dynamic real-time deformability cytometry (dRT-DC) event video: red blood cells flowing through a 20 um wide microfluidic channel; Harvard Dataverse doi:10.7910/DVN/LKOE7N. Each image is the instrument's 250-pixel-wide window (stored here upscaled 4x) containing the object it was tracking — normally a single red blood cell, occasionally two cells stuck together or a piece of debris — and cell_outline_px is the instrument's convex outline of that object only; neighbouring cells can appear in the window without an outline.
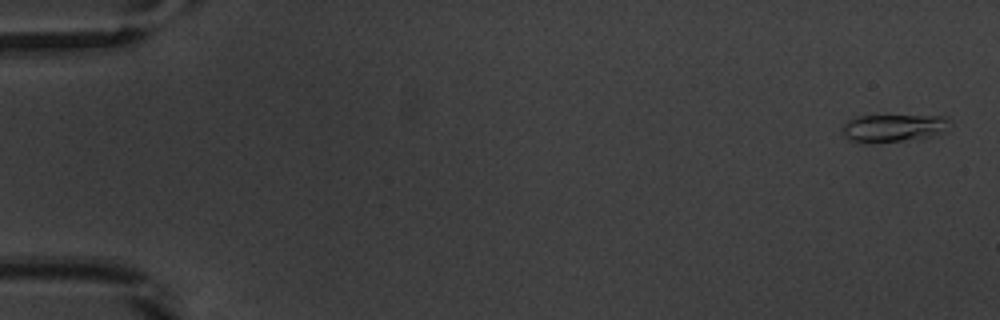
{"species": "common noctule bat (a hibernating species)", "species_latin": "Nyctalus noctula", "temperature_condition": "warm", "stored_images_in_passage": 53, "camera_frame_rate_fps": 3000, "um_per_image_px": 0.085, "animal": {"sex": "male", "body_mass_g": 20.1, "forearm_length_mm": 53.5}, "frame": {"image": 1, "passage_image": 2, "time_ms": 0.333, "image_size_px": [1000, 320], "cell_outline_px": [[952, 124], [940, 132], [932, 136], [904, 140], [868, 144], [864, 144], [848, 140], [844, 136], [844, 124], [848, 120], [856, 116], [948, 116]], "centroid_in_image_um": [75.92, 10.89], "position_along_channel_um": 9.1, "area_um2": 17.34}}
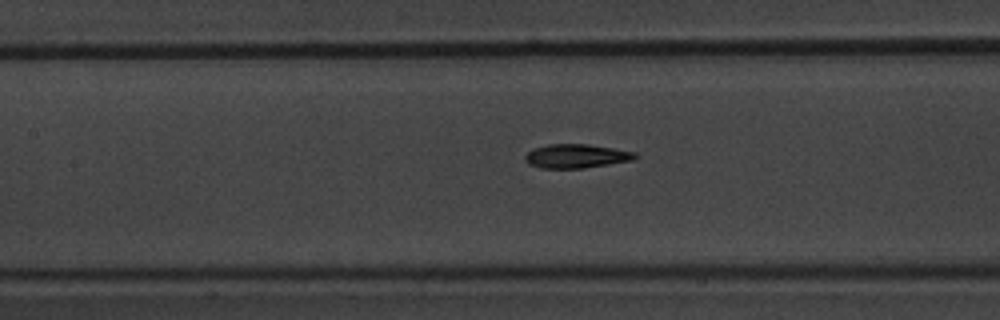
{"frame": {"image": 2, "passage_image": 25, "time_ms": 8.0, "image_size_px": [1000, 320], "cell_outline_px": [[640, 156], [632, 160], [584, 168], [540, 168], [528, 164], [524, 160], [524, 156], [528, 152], [536, 148], [548, 144], [588, 144], [636, 152]], "centroid_in_image_um": [48.98, 13.27], "position_along_channel_um": 158.4, "area_um2": 15.32}}
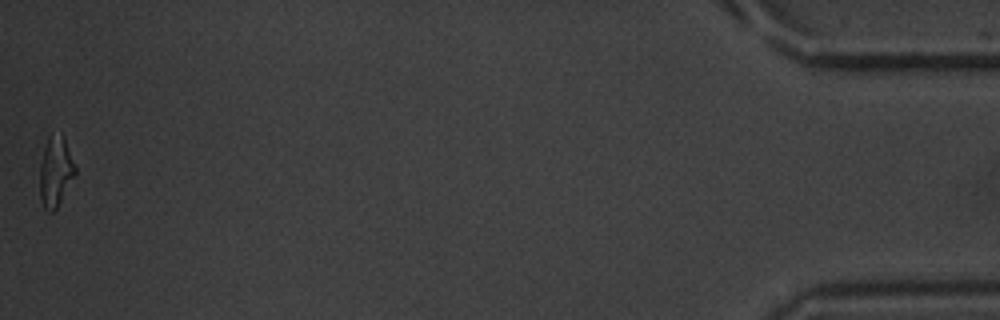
{"frame": {"image": 3, "passage_image": 53, "time_ms": 17.333, "image_size_px": [1000, 320], "cell_outline_px": [[76, 172], [56, 208], [52, 212], [48, 212], [44, 208], [40, 200], [40, 164], [44, 148], [48, 136], [64, 136], [76, 168]], "centroid_in_image_um": [4.71, 14.61], "position_along_channel_um": 430.5, "area_um2": 14.1}, "authors_computed_cell_mechanics": {"area_um2": 15.1436, "velocity_mm_per_s": 3.8865, "shape_relaxation_time_tau1_ms": 3.8514, "shape_relaxation_time_tau2_ms": 1.3836, "deformation_change_tau1": 0.1931, "deformation_change_tau2": 0.078}}